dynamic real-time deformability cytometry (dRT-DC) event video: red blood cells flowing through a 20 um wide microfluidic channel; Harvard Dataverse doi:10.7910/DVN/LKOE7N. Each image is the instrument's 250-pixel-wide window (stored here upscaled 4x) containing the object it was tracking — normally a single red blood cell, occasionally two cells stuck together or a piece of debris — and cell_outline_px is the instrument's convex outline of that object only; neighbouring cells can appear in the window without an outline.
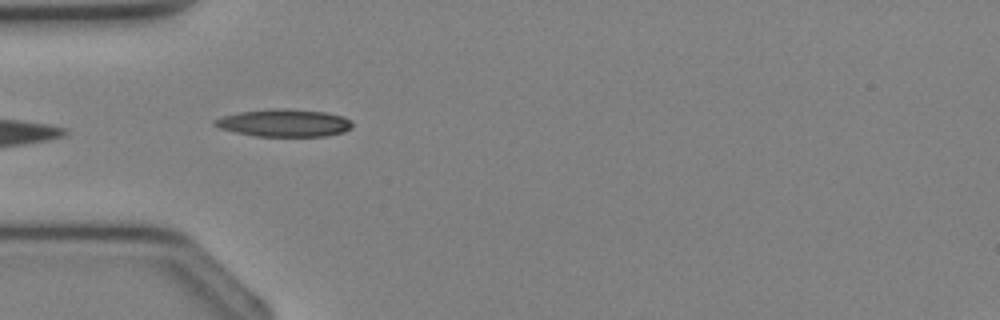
{"species": "Egyptian fruit bat (a non-hibernating species)", "species_latin": "Rousettus aegyptiacus", "temperature_condition": "cold", "stored_images_in_passage": 29, "camera_frame_rate_fps": 3000, "um_per_image_px": 0.085, "animal": {"sex": "female"}, "frame": {"image": 1, "passage_image": 4, "time_ms": 1.0, "image_size_px": [1000, 320], "cell_outline_px": [[352, 128], [344, 132], [324, 136], [256, 136], [236, 132], [220, 128], [212, 124], [212, 120], [224, 116], [240, 112], [280, 108], [284, 108], [324, 112], [344, 116], [352, 120]], "centroid_in_image_um": [24.18, 10.45], "position_along_channel_um": 60.8, "area_um2": 21.96}}
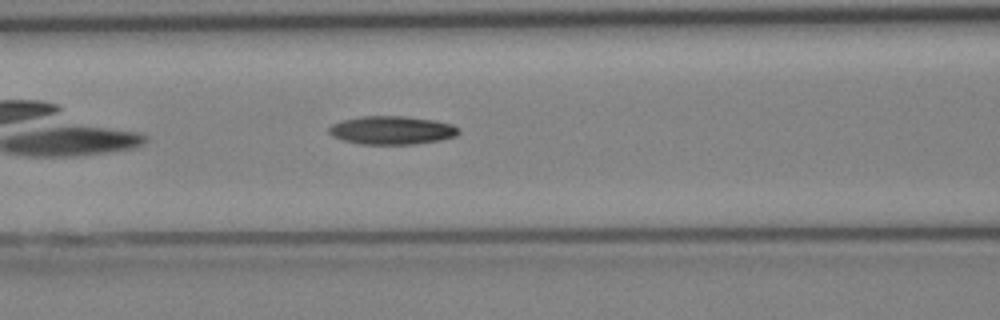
{"frame": {"image": 2, "passage_image": 8, "time_ms": 2.333, "image_size_px": [1000, 320], "cell_outline_px": [[460, 132], [456, 136], [440, 140], [416, 144], [360, 144], [344, 140], [332, 136], [328, 132], [328, 128], [332, 124], [344, 120], [360, 116], [404, 116], [436, 120], [452, 124], [460, 128]], "centroid_in_image_um": [33.34, 11.07], "position_along_channel_um": 133.3, "area_um2": 21.56}}
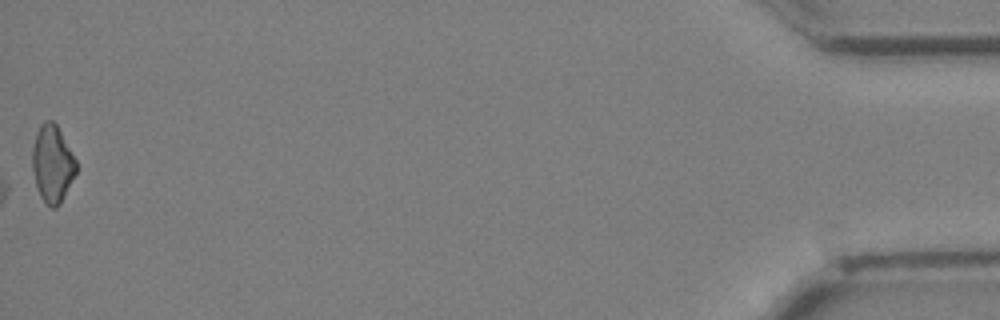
{"frame": {"image": 3, "passage_image": 29, "time_ms": 9.333, "image_size_px": [1000, 320], "cell_outline_px": [[76, 172], [60, 204], [56, 208], [52, 208], [40, 196], [36, 188], [32, 168], [32, 148], [36, 132], [40, 124], [44, 120], [52, 120], [56, 124], [76, 160]], "centroid_in_image_um": [4.43, 13.91], "position_along_channel_um": 430.8, "area_um2": 19.65}}